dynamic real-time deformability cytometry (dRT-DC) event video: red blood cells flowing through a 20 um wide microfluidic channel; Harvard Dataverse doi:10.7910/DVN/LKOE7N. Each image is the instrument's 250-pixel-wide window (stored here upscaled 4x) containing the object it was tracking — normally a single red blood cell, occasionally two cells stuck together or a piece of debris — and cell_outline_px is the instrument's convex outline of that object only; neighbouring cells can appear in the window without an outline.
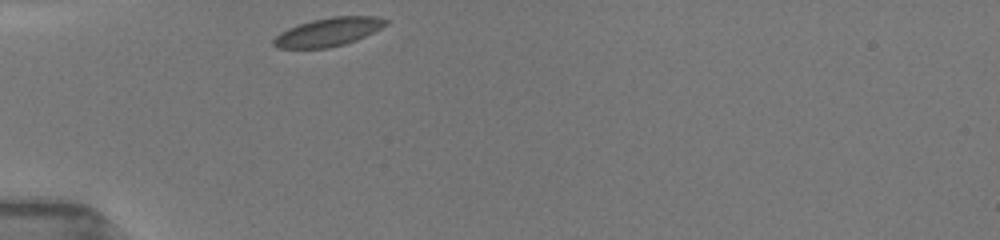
{"species": "common noctule bat (a hibernating species)", "species_latin": "Nyctalus noctula", "temperature_condition": "room temperature", "stored_images_in_passage": 24, "camera_frame_rate_fps": 3000, "um_per_image_px": 0.085, "animal": {"sex": "female", "body_mass_g": 19.5, "forearm_length_mm": 54.1}, "frame": {"image": 1, "passage_image": 1, "time_ms": 0.0, "image_size_px": [1000, 240], "cell_outline_px": [[388, 24], [356, 40], [344, 44], [328, 48], [276, 48], [272, 44], [272, 40], [280, 32], [288, 28], [312, 20], [332, 16], [380, 16], [388, 20]], "centroid_in_image_um": [27.9, 2.71], "position_along_channel_um": 57.1, "area_um2": 18.55}}
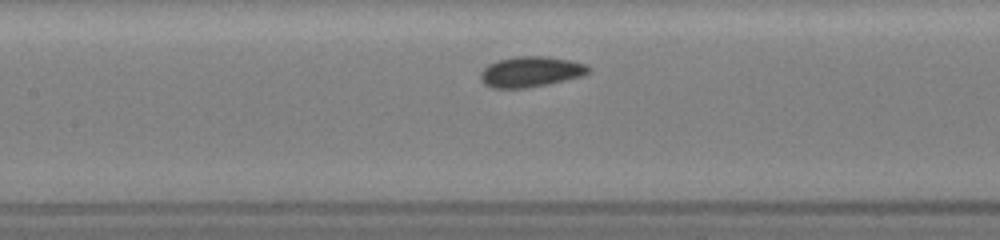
{"frame": {"image": 2, "passage_image": 9, "time_ms": 3.0, "image_size_px": [1000, 240], "cell_outline_px": [[592, 68], [588, 72], [580, 76], [548, 84], [528, 88], [492, 88], [484, 84], [480, 80], [480, 72], [488, 64], [496, 60], [516, 56], [548, 56], [572, 60], [584, 64]], "centroid_in_image_um": [45.07, 6.09], "position_along_channel_um": 162.3, "area_um2": 19.36}}
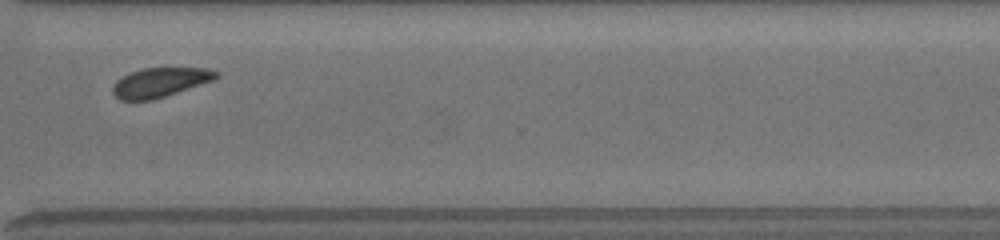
{"frame": {"image": 3, "passage_image": 21, "time_ms": 8.0, "image_size_px": [1000, 240], "cell_outline_px": [[216, 76], [212, 80], [152, 100], [120, 100], [112, 92], [112, 88], [116, 80], [132, 72], [144, 68], [208, 68], [216, 72]], "centroid_in_image_um": [13.54, 7.0], "position_along_channel_um": 357.1, "area_um2": 17.17}, "authors_computed_cell_mechanics": {"area_um2": 18.6116, "velocity_mm_per_s": 3.8914, "shape_relaxation_time_tau1_ms": 0.8736, "shape_relaxation_time_tau2_ms": null, "deformation_change_tau1": 0.0725, "deformation_change_tau2": null}}